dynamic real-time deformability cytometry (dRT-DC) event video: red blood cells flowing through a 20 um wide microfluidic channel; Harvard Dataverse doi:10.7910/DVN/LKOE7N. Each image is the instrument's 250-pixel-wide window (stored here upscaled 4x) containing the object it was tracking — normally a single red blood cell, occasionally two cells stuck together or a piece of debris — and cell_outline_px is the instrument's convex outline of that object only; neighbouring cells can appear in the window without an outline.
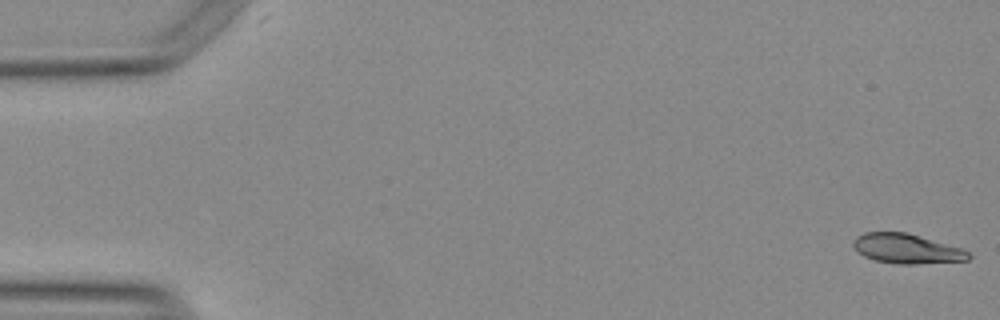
{"species": "Egyptian fruit bat (a non-hibernating species)", "species_latin": "Rousettus aegyptiacus", "temperature_condition": "warm", "stored_images_in_passage": 54, "camera_frame_rate_fps": 3000, "um_per_image_px": 0.085, "animal": {"sex": "female"}, "frame": {"image": 1, "passage_image": 1, "time_ms": 0.0, "image_size_px": [1000, 320], "cell_outline_px": [[972, 256], [968, 260], [916, 264], [900, 264], [876, 260], [864, 256], [852, 244], [856, 236], [864, 232], [904, 232], [964, 248]], "centroid_in_image_um": [77.1, 21.13], "position_along_channel_um": 7.9, "area_um2": 19.77}}
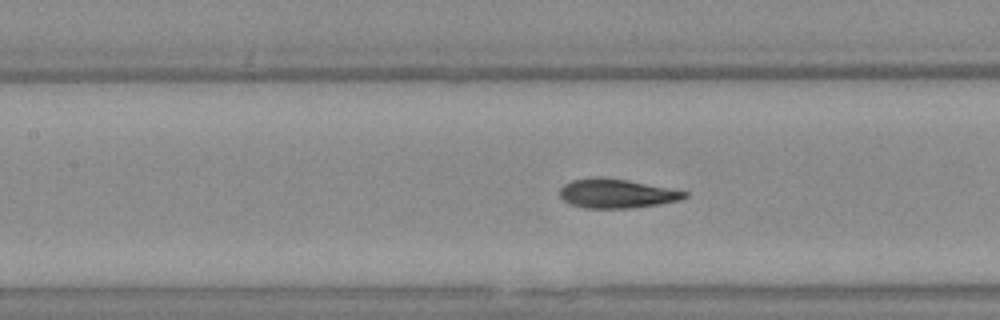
{"frame": {"image": 2, "passage_image": 24, "time_ms": 7.667, "image_size_px": [1000, 320], "cell_outline_px": [[688, 196], [680, 200], [660, 204], [632, 208], [584, 208], [572, 204], [564, 200], [560, 196], [560, 188], [564, 184], [572, 180], [596, 176], [600, 176], [628, 180], [688, 192]], "centroid_in_image_um": [52.4, 16.44], "position_along_channel_um": 155.0, "area_um2": 21.21}}
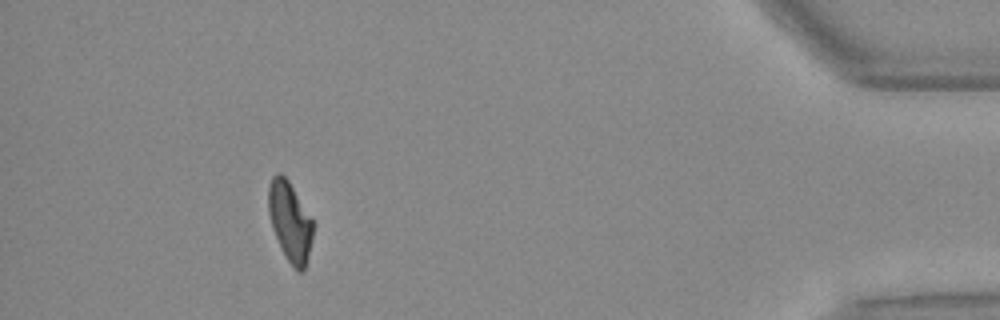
{"frame": {"image": 3, "passage_image": 49, "time_ms": 16.0, "image_size_px": [1000, 320], "cell_outline_px": [[312, 236], [304, 272], [296, 272], [288, 260], [272, 228], [268, 212], [268, 188], [272, 176], [276, 172], [280, 172], [288, 180], [312, 220]], "centroid_in_image_um": [24.62, 18.82], "position_along_channel_um": 410.6, "area_um2": 20.23}, "authors_computed_cell_mechanics": {"area_um2": 21.0392, "velocity_mm_per_s": 3.7887, "shape_relaxation_time_tau1_ms": 6.6883, "shape_relaxation_time_tau2_ms": 1.4594, "deformation_change_tau1": 0.2009, "deformation_change_tau2": 0.0624}}